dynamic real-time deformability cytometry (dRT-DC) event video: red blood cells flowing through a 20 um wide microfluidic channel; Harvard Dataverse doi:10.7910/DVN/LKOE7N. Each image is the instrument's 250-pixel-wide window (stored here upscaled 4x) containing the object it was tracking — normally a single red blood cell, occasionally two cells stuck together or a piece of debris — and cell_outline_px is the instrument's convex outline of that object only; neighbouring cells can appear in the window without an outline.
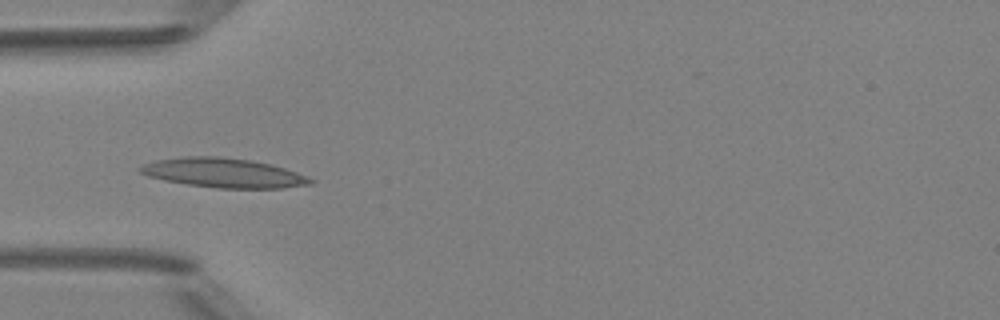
{"species": "Egyptian fruit bat (a non-hibernating species)", "species_latin": "Rousettus aegyptiacus", "temperature_condition": "room temperature", "stored_images_in_passage": 6, "camera_frame_rate_fps": 3000, "um_per_image_px": 0.085, "animal": {"sex": "female"}, "frame": {"image": 1, "passage_image": 6, "time_ms": 5.667, "image_size_px": [1000, 320], "cell_outline_px": [[316, 180], [312, 184], [284, 188], [216, 188], [188, 184], [164, 180], [148, 176], [140, 172], [136, 168], [144, 164], [156, 160], [184, 156], [216, 156], [252, 160], [272, 164], [308, 176]], "centroid_in_image_um": [19.02, 14.69], "position_along_channel_um": 66.0, "area_um2": 29.3}}